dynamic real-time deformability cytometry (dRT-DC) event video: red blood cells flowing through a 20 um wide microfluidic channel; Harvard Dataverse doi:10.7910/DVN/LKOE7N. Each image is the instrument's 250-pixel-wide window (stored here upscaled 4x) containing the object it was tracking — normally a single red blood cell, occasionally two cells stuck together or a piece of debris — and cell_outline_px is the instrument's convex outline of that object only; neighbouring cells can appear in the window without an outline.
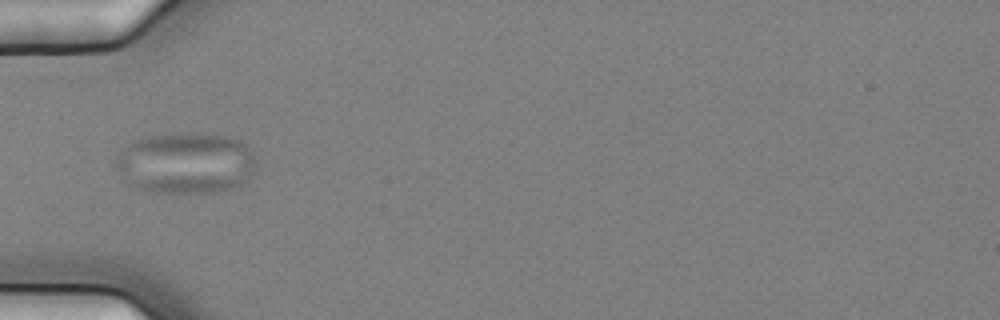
{"species": "common noctule bat (a hibernating species)", "species_latin": "Nyctalus noctula", "temperature_condition": "cold", "stored_images_in_passage": 4, "camera_frame_rate_fps": 3000, "um_per_image_px": 0.085, "animal": {"sex": "female", "body_mass_g": 25.1}, "frame": {"image": 1, "passage_image": 1, "time_ms": 0.0, "image_size_px": [1000, 320], "cell_outline_px": [[256, 168], [252, 176], [240, 184], [224, 192], [152, 192], [136, 188], [120, 176], [112, 164], [120, 148], [132, 140], [148, 136], [180, 132], [192, 132], [224, 136], [240, 140], [248, 144], [256, 156]], "centroid_in_image_um": [15.77, 13.84], "position_along_channel_um": 69.2, "area_um2": 51.33}}